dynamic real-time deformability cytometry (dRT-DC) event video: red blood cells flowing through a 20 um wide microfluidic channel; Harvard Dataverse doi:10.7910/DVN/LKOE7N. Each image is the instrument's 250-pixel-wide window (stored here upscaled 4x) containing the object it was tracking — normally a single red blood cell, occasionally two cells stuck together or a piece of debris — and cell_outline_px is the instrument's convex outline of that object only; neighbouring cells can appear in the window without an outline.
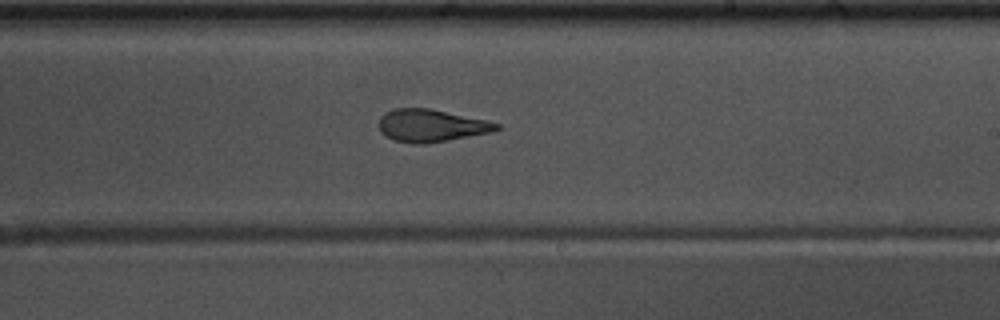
{"species": "common noctule bat (a hibernating species)", "species_latin": "Nyctalus noctula", "temperature_condition": "warm", "stored_images_in_passage": 55, "camera_frame_rate_fps": 3000, "um_per_image_px": 0.085, "animal": {"sex": "male", "body_mass_g": 17.5, "forearm_length_mm": 52.3}, "frame": {"image": 1, "passage_image": 33, "time_ms": 10.667, "image_size_px": [1000, 320], "cell_outline_px": [[500, 128], [492, 132], [448, 140], [424, 144], [412, 144], [392, 140], [380, 132], [380, 116], [384, 112], [392, 108], [428, 108], [484, 120], [500, 124]], "centroid_in_image_um": [36.59, 10.68], "position_along_channel_um": 252.4, "area_um2": 22.2}}
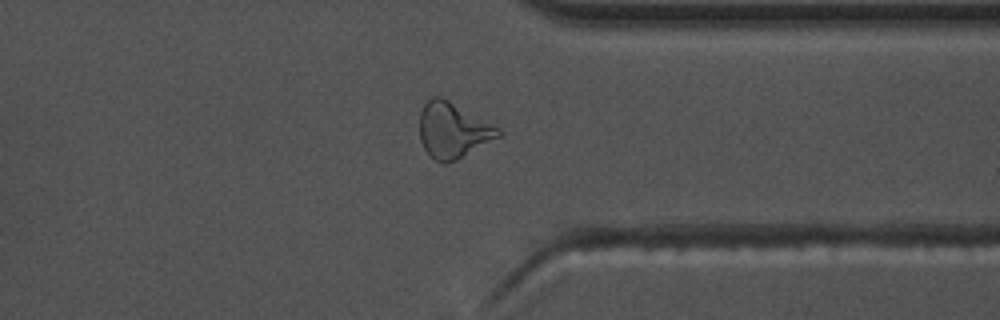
{"frame": {"image": 2, "passage_image": 43, "time_ms": 14.0, "image_size_px": [1000, 320], "cell_outline_px": [[504, 132], [500, 136], [456, 160], [448, 164], [444, 164], [436, 160], [424, 148], [420, 140], [420, 112], [424, 104], [432, 96], [440, 96], [448, 100], [500, 128]], "centroid_in_image_um": [38.49, 11.07], "position_along_channel_um": 372.9, "area_um2": 25.2}}
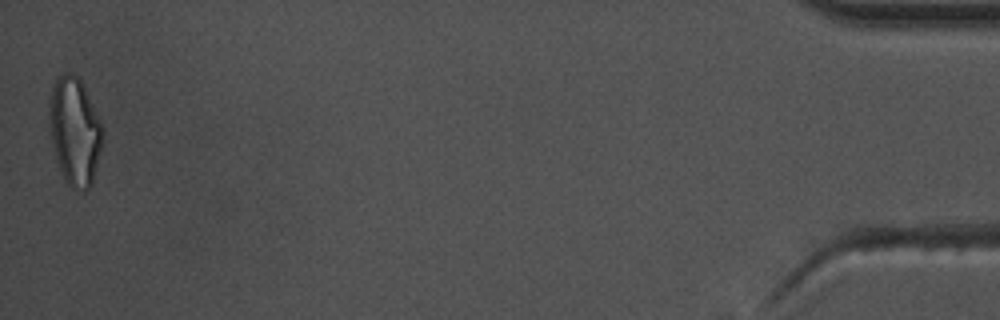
{"frame": {"image": 3, "passage_image": 55, "time_ms": 18.0, "image_size_px": [1000, 320], "cell_outline_px": [[104, 140], [92, 184], [84, 192], [76, 192], [68, 184], [60, 168], [56, 156], [52, 140], [48, 116], [48, 104], [52, 84], [64, 72], [72, 72], [80, 80], [92, 104], [100, 124]], "centroid_in_image_um": [6.34, 11.17], "position_along_channel_um": 428.9, "area_um2": 33.29}, "authors_computed_cell_mechanics": {"area_um2": 22.7732, "velocity_mm_per_s": 3.6864, "shape_relaxation_time_tau1_ms": 11.044, "shape_relaxation_time_tau2_ms": 2.1131, "deformation_change_tau1": 0.29, "deformation_change_tau2": 0.1044}}